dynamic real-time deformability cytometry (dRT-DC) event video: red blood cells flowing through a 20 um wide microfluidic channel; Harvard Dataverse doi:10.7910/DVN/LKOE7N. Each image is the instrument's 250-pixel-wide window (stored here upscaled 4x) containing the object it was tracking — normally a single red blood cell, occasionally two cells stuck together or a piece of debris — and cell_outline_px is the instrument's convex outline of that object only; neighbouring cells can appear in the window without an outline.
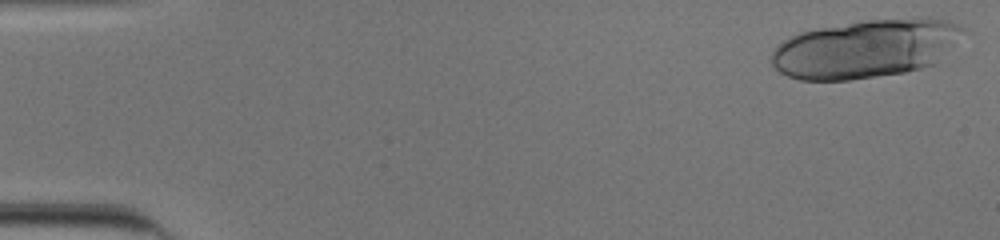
{"species": "human", "species_latin": "Homo sapiens", "temperature_condition": "cold", "stored_images_in_passage": 21, "camera_frame_rate_fps": 3000, "um_per_image_px": 0.085, "donor": {"sex": "male"}, "frame": {"image": 1, "passage_image": 4, "time_ms": 1.0, "image_size_px": [1000, 240], "cell_outline_px": [[920, 24], [912, 68], [900, 72], [844, 80], [804, 80], [792, 76], [784, 72], [776, 64], [776, 52], [784, 44], [796, 36], [808, 32], [856, 24]], "centroid_in_image_um": [72.24, 4.42], "position_along_channel_um": 12.8, "area_um2": 47.57}}
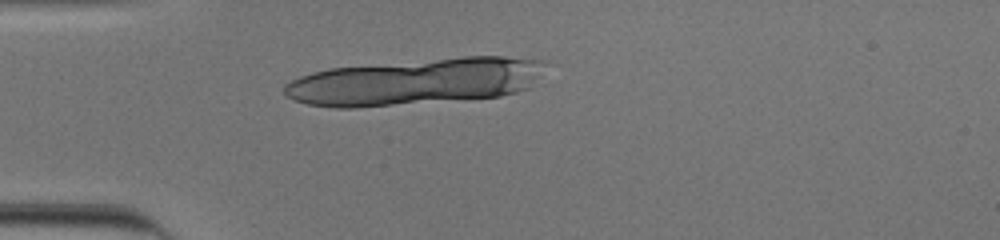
{"frame": {"image": 2, "passage_image": 17, "time_ms": 5.333, "image_size_px": [1000, 240], "cell_outline_px": [[520, 60], [508, 92], [496, 96], [384, 104], [312, 104], [300, 100], [292, 96], [288, 84], [304, 76], [316, 72], [336, 68], [476, 56], [496, 56]], "centroid_in_image_um": [34.72, 6.94], "position_along_channel_um": 50.3, "area_um2": 60.23}}